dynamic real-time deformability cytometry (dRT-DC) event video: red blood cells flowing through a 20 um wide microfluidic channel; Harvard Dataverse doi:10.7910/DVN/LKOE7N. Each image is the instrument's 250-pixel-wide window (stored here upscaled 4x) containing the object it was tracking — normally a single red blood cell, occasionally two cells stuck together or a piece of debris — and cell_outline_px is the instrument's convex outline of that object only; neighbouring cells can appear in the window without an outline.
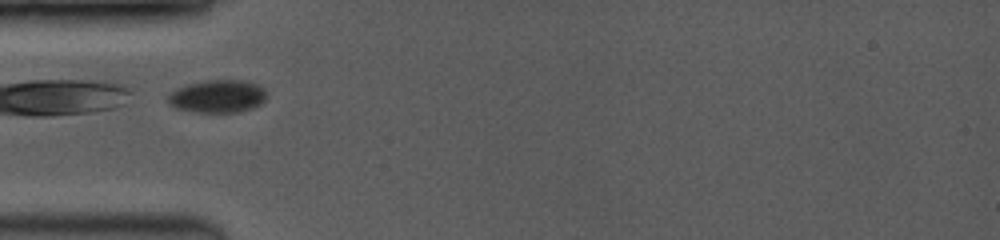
{"species": "common noctule bat (a hibernating species)", "species_latin": "Nyctalus noctula", "temperature_condition": "room temperature", "stored_images_in_passage": 8, "camera_frame_rate_fps": 3500, "um_per_image_px": 0.085, "animal": {"sex": "female", "body_mass_g": 19.0, "forearm_length_mm": 53.3}, "frame": {"image": 1, "passage_image": 1, "time_ms": 0.0, "image_size_px": [1000, 240], "cell_outline_px": [[264, 100], [260, 104], [252, 108], [240, 112], [196, 112], [176, 108], [168, 104], [168, 92], [176, 88], [204, 80], [244, 80], [256, 84], [264, 88]], "centroid_in_image_um": [18.45, 8.18], "position_along_channel_um": 66.5, "area_um2": 18.84}}
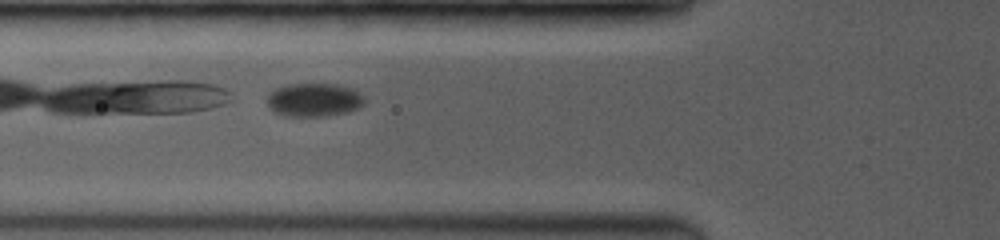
{"frame": {"image": 2, "passage_image": 6, "time_ms": 0.857, "image_size_px": [1000, 240], "cell_outline_px": [[364, 104], [360, 108], [348, 112], [328, 116], [284, 116], [272, 112], [268, 108], [268, 92], [276, 88], [288, 84], [336, 84], [352, 88], [364, 96]], "centroid_in_image_um": [26.68, 8.5], "position_along_channel_um": 99.1, "area_um2": 19.31}}